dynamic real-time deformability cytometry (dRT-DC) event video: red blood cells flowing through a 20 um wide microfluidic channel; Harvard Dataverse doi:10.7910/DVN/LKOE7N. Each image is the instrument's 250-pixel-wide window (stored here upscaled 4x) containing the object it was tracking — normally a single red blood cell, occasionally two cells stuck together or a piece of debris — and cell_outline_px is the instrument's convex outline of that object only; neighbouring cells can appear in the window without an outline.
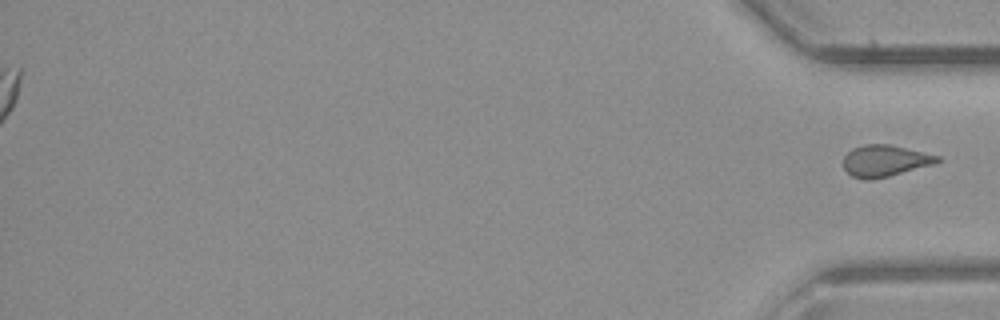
{"species": "common noctule bat (a hibernating species)", "species_latin": "Nyctalus noctula", "temperature_condition": "room temperature", "stored_images_in_passage": 41, "segment_of_instrument_passage": [2, 2], "camera_frame_rate_fps": 3000, "um_per_image_px": 0.085, "animal": {"sex": "male", "body_mass_g": 23.1, "forearm_length_mm": 52.7}, "frame": {"image": 1, "passage_image": 41, "time_ms": 13.333, "image_size_px": [1000, 320], "cell_outline_px": [[940, 160], [932, 164], [888, 176], [868, 180], [864, 180], [852, 176], [844, 168], [844, 156], [852, 148], [864, 144], [888, 144], [940, 156]], "centroid_in_image_um": [75.17, 13.66], "position_along_channel_um": 360.0, "area_um2": 16.94}}